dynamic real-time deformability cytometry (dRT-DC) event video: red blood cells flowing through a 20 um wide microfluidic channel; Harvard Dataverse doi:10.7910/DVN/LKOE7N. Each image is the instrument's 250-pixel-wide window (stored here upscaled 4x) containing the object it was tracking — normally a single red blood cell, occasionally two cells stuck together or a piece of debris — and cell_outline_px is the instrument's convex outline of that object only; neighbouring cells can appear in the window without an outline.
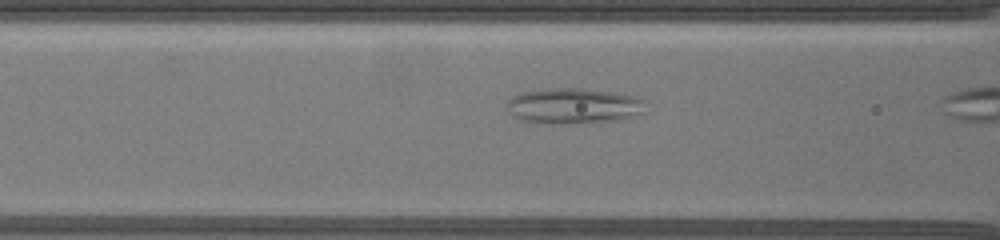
{"species": "common noctule bat (a hibernating species)", "species_latin": "Nyctalus noctula", "temperature_condition": "warm", "stored_images_in_passage": 28, "camera_frame_rate_fps": 3000, "um_per_image_px": 0.085, "animal": {"sex": "female", "body_mass_g": 19.5, "forearm_length_mm": 54.1}, "frame": {"image": 1, "passage_image": 7, "time_ms": 2.333, "image_size_px": [1000, 240], "cell_outline_px": [[640, 112], [616, 120], [560, 124], [544, 124], [524, 120], [512, 116], [508, 112], [508, 100], [512, 96], [520, 92], [548, 88], [584, 88], [612, 92], [636, 96], [640, 100]], "centroid_in_image_um": [48.6, 8.99], "position_along_channel_um": 118.0, "area_um2": 28.26}}
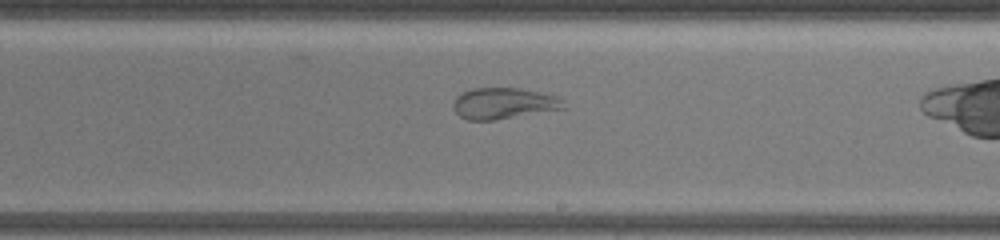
{"frame": {"image": 2, "passage_image": 18, "time_ms": 7.0, "image_size_px": [1000, 240], "cell_outline_px": [[568, 108], [496, 120], [468, 120], [460, 116], [452, 108], [452, 104], [456, 96], [472, 88], [520, 88], [560, 96]], "centroid_in_image_um": [42.85, 8.79], "position_along_channel_um": 246.2, "area_um2": 20.35}}
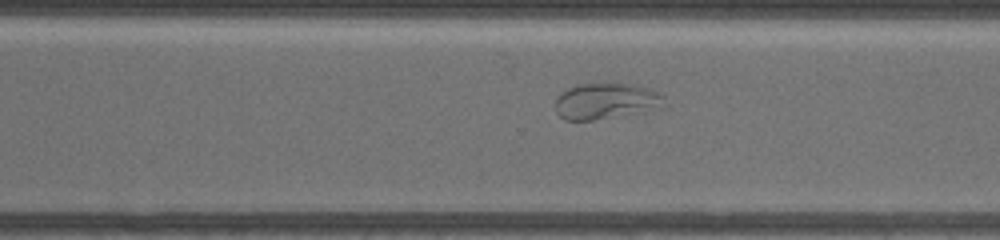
{"frame": {"image": 3, "passage_image": 25, "time_ms": 9.667, "image_size_px": [1000, 240], "cell_outline_px": [[664, 108], [644, 112], [592, 120], [564, 120], [556, 112], [556, 100], [560, 92], [568, 88], [580, 84], [636, 84], [660, 92], [664, 96]], "centroid_in_image_um": [51.55, 8.6], "position_along_channel_um": 319.0, "area_um2": 23.06}}